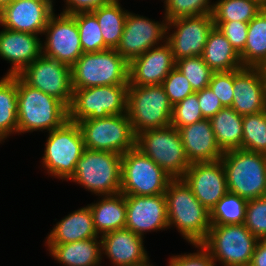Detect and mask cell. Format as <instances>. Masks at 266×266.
Returning <instances> with one entry per match:
<instances>
[{
	"mask_svg": "<svg viewBox=\"0 0 266 266\" xmlns=\"http://www.w3.org/2000/svg\"><path fill=\"white\" fill-rule=\"evenodd\" d=\"M168 228L176 227L190 244H201L211 227L210 212L182 178L172 179L165 191ZM171 226V227H170Z\"/></svg>",
	"mask_w": 266,
	"mask_h": 266,
	"instance_id": "6da1fadb",
	"label": "cell"
},
{
	"mask_svg": "<svg viewBox=\"0 0 266 266\" xmlns=\"http://www.w3.org/2000/svg\"><path fill=\"white\" fill-rule=\"evenodd\" d=\"M17 133L52 131L68 120V107L56 97L28 85L17 75Z\"/></svg>",
	"mask_w": 266,
	"mask_h": 266,
	"instance_id": "7a4b0ae2",
	"label": "cell"
},
{
	"mask_svg": "<svg viewBox=\"0 0 266 266\" xmlns=\"http://www.w3.org/2000/svg\"><path fill=\"white\" fill-rule=\"evenodd\" d=\"M229 192L247 200L266 196V154L244 149L223 153Z\"/></svg>",
	"mask_w": 266,
	"mask_h": 266,
	"instance_id": "3957f363",
	"label": "cell"
},
{
	"mask_svg": "<svg viewBox=\"0 0 266 266\" xmlns=\"http://www.w3.org/2000/svg\"><path fill=\"white\" fill-rule=\"evenodd\" d=\"M122 155L84 149L73 175L68 179L98 195H114L121 190Z\"/></svg>",
	"mask_w": 266,
	"mask_h": 266,
	"instance_id": "277c9868",
	"label": "cell"
},
{
	"mask_svg": "<svg viewBox=\"0 0 266 266\" xmlns=\"http://www.w3.org/2000/svg\"><path fill=\"white\" fill-rule=\"evenodd\" d=\"M75 89L129 84V62L116 49L83 53L71 67Z\"/></svg>",
	"mask_w": 266,
	"mask_h": 266,
	"instance_id": "5b68a950",
	"label": "cell"
},
{
	"mask_svg": "<svg viewBox=\"0 0 266 266\" xmlns=\"http://www.w3.org/2000/svg\"><path fill=\"white\" fill-rule=\"evenodd\" d=\"M259 239L243 224L211 225L201 245L215 264L222 266H250Z\"/></svg>",
	"mask_w": 266,
	"mask_h": 266,
	"instance_id": "8992f818",
	"label": "cell"
},
{
	"mask_svg": "<svg viewBox=\"0 0 266 266\" xmlns=\"http://www.w3.org/2000/svg\"><path fill=\"white\" fill-rule=\"evenodd\" d=\"M173 105L162 85H128L127 114L135 135L171 125Z\"/></svg>",
	"mask_w": 266,
	"mask_h": 266,
	"instance_id": "52a82bcc",
	"label": "cell"
},
{
	"mask_svg": "<svg viewBox=\"0 0 266 266\" xmlns=\"http://www.w3.org/2000/svg\"><path fill=\"white\" fill-rule=\"evenodd\" d=\"M136 147L173 179L182 178L190 167L178 129L172 125L147 129L136 135Z\"/></svg>",
	"mask_w": 266,
	"mask_h": 266,
	"instance_id": "ba28073f",
	"label": "cell"
},
{
	"mask_svg": "<svg viewBox=\"0 0 266 266\" xmlns=\"http://www.w3.org/2000/svg\"><path fill=\"white\" fill-rule=\"evenodd\" d=\"M48 133L41 162L50 176L67 181L85 149L82 131L78 123L67 120Z\"/></svg>",
	"mask_w": 266,
	"mask_h": 266,
	"instance_id": "9c48e42d",
	"label": "cell"
},
{
	"mask_svg": "<svg viewBox=\"0 0 266 266\" xmlns=\"http://www.w3.org/2000/svg\"><path fill=\"white\" fill-rule=\"evenodd\" d=\"M129 84L96 86L73 90L68 107V120L78 123L85 119L106 118L127 113Z\"/></svg>",
	"mask_w": 266,
	"mask_h": 266,
	"instance_id": "30bf717a",
	"label": "cell"
},
{
	"mask_svg": "<svg viewBox=\"0 0 266 266\" xmlns=\"http://www.w3.org/2000/svg\"><path fill=\"white\" fill-rule=\"evenodd\" d=\"M172 179L136 146L122 154L120 193L141 196L164 194Z\"/></svg>",
	"mask_w": 266,
	"mask_h": 266,
	"instance_id": "8fae6325",
	"label": "cell"
},
{
	"mask_svg": "<svg viewBox=\"0 0 266 266\" xmlns=\"http://www.w3.org/2000/svg\"><path fill=\"white\" fill-rule=\"evenodd\" d=\"M78 124L86 149L110 151L122 155L136 146V135L127 113L110 115L106 118L85 119Z\"/></svg>",
	"mask_w": 266,
	"mask_h": 266,
	"instance_id": "7c38bea8",
	"label": "cell"
},
{
	"mask_svg": "<svg viewBox=\"0 0 266 266\" xmlns=\"http://www.w3.org/2000/svg\"><path fill=\"white\" fill-rule=\"evenodd\" d=\"M19 76L28 85L56 97L67 107L70 106L73 94L70 66L42 54Z\"/></svg>",
	"mask_w": 266,
	"mask_h": 266,
	"instance_id": "4fadbf2b",
	"label": "cell"
},
{
	"mask_svg": "<svg viewBox=\"0 0 266 266\" xmlns=\"http://www.w3.org/2000/svg\"><path fill=\"white\" fill-rule=\"evenodd\" d=\"M214 27L212 14L180 17L168 21L166 42L171 47L175 61L201 56L209 33ZM171 28L174 32L169 34Z\"/></svg>",
	"mask_w": 266,
	"mask_h": 266,
	"instance_id": "5bb4252c",
	"label": "cell"
},
{
	"mask_svg": "<svg viewBox=\"0 0 266 266\" xmlns=\"http://www.w3.org/2000/svg\"><path fill=\"white\" fill-rule=\"evenodd\" d=\"M167 25L168 20L165 16L162 22H155L147 17L128 12L116 51L130 63L147 50L166 42Z\"/></svg>",
	"mask_w": 266,
	"mask_h": 266,
	"instance_id": "9a60e30c",
	"label": "cell"
},
{
	"mask_svg": "<svg viewBox=\"0 0 266 266\" xmlns=\"http://www.w3.org/2000/svg\"><path fill=\"white\" fill-rule=\"evenodd\" d=\"M43 34L46 35L42 43L43 55L72 67L83 54L78 26L72 15L54 13Z\"/></svg>",
	"mask_w": 266,
	"mask_h": 266,
	"instance_id": "2e32d148",
	"label": "cell"
},
{
	"mask_svg": "<svg viewBox=\"0 0 266 266\" xmlns=\"http://www.w3.org/2000/svg\"><path fill=\"white\" fill-rule=\"evenodd\" d=\"M182 179L209 212L228 192L226 173L221 159L192 163Z\"/></svg>",
	"mask_w": 266,
	"mask_h": 266,
	"instance_id": "e0dca14e",
	"label": "cell"
},
{
	"mask_svg": "<svg viewBox=\"0 0 266 266\" xmlns=\"http://www.w3.org/2000/svg\"><path fill=\"white\" fill-rule=\"evenodd\" d=\"M126 225L133 233L144 236V232L168 229V212L165 194L141 196L125 195Z\"/></svg>",
	"mask_w": 266,
	"mask_h": 266,
	"instance_id": "ac0fdd59",
	"label": "cell"
},
{
	"mask_svg": "<svg viewBox=\"0 0 266 266\" xmlns=\"http://www.w3.org/2000/svg\"><path fill=\"white\" fill-rule=\"evenodd\" d=\"M53 0L11 1L0 11V25L13 31L41 35L54 14Z\"/></svg>",
	"mask_w": 266,
	"mask_h": 266,
	"instance_id": "d6986e66",
	"label": "cell"
},
{
	"mask_svg": "<svg viewBox=\"0 0 266 266\" xmlns=\"http://www.w3.org/2000/svg\"><path fill=\"white\" fill-rule=\"evenodd\" d=\"M231 107L241 116L266 110V73L264 68L242 67L234 70Z\"/></svg>",
	"mask_w": 266,
	"mask_h": 266,
	"instance_id": "ffe728a7",
	"label": "cell"
},
{
	"mask_svg": "<svg viewBox=\"0 0 266 266\" xmlns=\"http://www.w3.org/2000/svg\"><path fill=\"white\" fill-rule=\"evenodd\" d=\"M176 66L167 42L153 47L129 63V85H162L163 80Z\"/></svg>",
	"mask_w": 266,
	"mask_h": 266,
	"instance_id": "44dd1931",
	"label": "cell"
},
{
	"mask_svg": "<svg viewBox=\"0 0 266 266\" xmlns=\"http://www.w3.org/2000/svg\"><path fill=\"white\" fill-rule=\"evenodd\" d=\"M39 35L3 28L0 31V57L11 63L6 75H19L42 55Z\"/></svg>",
	"mask_w": 266,
	"mask_h": 266,
	"instance_id": "7402d4cb",
	"label": "cell"
},
{
	"mask_svg": "<svg viewBox=\"0 0 266 266\" xmlns=\"http://www.w3.org/2000/svg\"><path fill=\"white\" fill-rule=\"evenodd\" d=\"M102 254L109 257L114 266H137L149 260L144 247V237L122 228L101 237Z\"/></svg>",
	"mask_w": 266,
	"mask_h": 266,
	"instance_id": "603a6c76",
	"label": "cell"
},
{
	"mask_svg": "<svg viewBox=\"0 0 266 266\" xmlns=\"http://www.w3.org/2000/svg\"><path fill=\"white\" fill-rule=\"evenodd\" d=\"M178 131L190 164L216 161L223 156V151L216 142L210 119L180 127Z\"/></svg>",
	"mask_w": 266,
	"mask_h": 266,
	"instance_id": "cb8c5ba5",
	"label": "cell"
},
{
	"mask_svg": "<svg viewBox=\"0 0 266 266\" xmlns=\"http://www.w3.org/2000/svg\"><path fill=\"white\" fill-rule=\"evenodd\" d=\"M101 237L97 234L90 207H82L60 220L47 236L46 244H66Z\"/></svg>",
	"mask_w": 266,
	"mask_h": 266,
	"instance_id": "d4e9b609",
	"label": "cell"
},
{
	"mask_svg": "<svg viewBox=\"0 0 266 266\" xmlns=\"http://www.w3.org/2000/svg\"><path fill=\"white\" fill-rule=\"evenodd\" d=\"M98 238V239H97ZM99 237L66 244H46L49 254L64 266H99L102 240Z\"/></svg>",
	"mask_w": 266,
	"mask_h": 266,
	"instance_id": "484cf974",
	"label": "cell"
},
{
	"mask_svg": "<svg viewBox=\"0 0 266 266\" xmlns=\"http://www.w3.org/2000/svg\"><path fill=\"white\" fill-rule=\"evenodd\" d=\"M99 202L88 204L99 236L126 225V197L123 193L101 196Z\"/></svg>",
	"mask_w": 266,
	"mask_h": 266,
	"instance_id": "4316f807",
	"label": "cell"
},
{
	"mask_svg": "<svg viewBox=\"0 0 266 266\" xmlns=\"http://www.w3.org/2000/svg\"><path fill=\"white\" fill-rule=\"evenodd\" d=\"M201 57L214 72H229L243 67L240 54L217 27L209 33Z\"/></svg>",
	"mask_w": 266,
	"mask_h": 266,
	"instance_id": "83f0119b",
	"label": "cell"
},
{
	"mask_svg": "<svg viewBox=\"0 0 266 266\" xmlns=\"http://www.w3.org/2000/svg\"><path fill=\"white\" fill-rule=\"evenodd\" d=\"M218 146L224 152L242 149L243 116L232 107H223L210 118Z\"/></svg>",
	"mask_w": 266,
	"mask_h": 266,
	"instance_id": "f1b7e54d",
	"label": "cell"
},
{
	"mask_svg": "<svg viewBox=\"0 0 266 266\" xmlns=\"http://www.w3.org/2000/svg\"><path fill=\"white\" fill-rule=\"evenodd\" d=\"M240 58L243 67L266 68V6L248 23L247 40Z\"/></svg>",
	"mask_w": 266,
	"mask_h": 266,
	"instance_id": "f546056e",
	"label": "cell"
},
{
	"mask_svg": "<svg viewBox=\"0 0 266 266\" xmlns=\"http://www.w3.org/2000/svg\"><path fill=\"white\" fill-rule=\"evenodd\" d=\"M128 12L121 7L119 0H109L91 12L98 21L104 44L109 49H116L119 45Z\"/></svg>",
	"mask_w": 266,
	"mask_h": 266,
	"instance_id": "4dcf8cb0",
	"label": "cell"
},
{
	"mask_svg": "<svg viewBox=\"0 0 266 266\" xmlns=\"http://www.w3.org/2000/svg\"><path fill=\"white\" fill-rule=\"evenodd\" d=\"M17 75L0 80V143L18 129Z\"/></svg>",
	"mask_w": 266,
	"mask_h": 266,
	"instance_id": "1f68e13d",
	"label": "cell"
},
{
	"mask_svg": "<svg viewBox=\"0 0 266 266\" xmlns=\"http://www.w3.org/2000/svg\"><path fill=\"white\" fill-rule=\"evenodd\" d=\"M265 5L260 0H218L213 5V21L249 23Z\"/></svg>",
	"mask_w": 266,
	"mask_h": 266,
	"instance_id": "d6a6232c",
	"label": "cell"
},
{
	"mask_svg": "<svg viewBox=\"0 0 266 266\" xmlns=\"http://www.w3.org/2000/svg\"><path fill=\"white\" fill-rule=\"evenodd\" d=\"M248 200L227 192L211 209V225L243 224Z\"/></svg>",
	"mask_w": 266,
	"mask_h": 266,
	"instance_id": "836d02e7",
	"label": "cell"
},
{
	"mask_svg": "<svg viewBox=\"0 0 266 266\" xmlns=\"http://www.w3.org/2000/svg\"><path fill=\"white\" fill-rule=\"evenodd\" d=\"M242 149L266 154V110L243 116Z\"/></svg>",
	"mask_w": 266,
	"mask_h": 266,
	"instance_id": "e575fe53",
	"label": "cell"
},
{
	"mask_svg": "<svg viewBox=\"0 0 266 266\" xmlns=\"http://www.w3.org/2000/svg\"><path fill=\"white\" fill-rule=\"evenodd\" d=\"M78 26L83 53L100 52L109 49L101 34L96 17L91 13H77L72 15Z\"/></svg>",
	"mask_w": 266,
	"mask_h": 266,
	"instance_id": "d590c367",
	"label": "cell"
},
{
	"mask_svg": "<svg viewBox=\"0 0 266 266\" xmlns=\"http://www.w3.org/2000/svg\"><path fill=\"white\" fill-rule=\"evenodd\" d=\"M176 67L188 79L194 92L207 88L214 73L201 56L181 58Z\"/></svg>",
	"mask_w": 266,
	"mask_h": 266,
	"instance_id": "8d00e7d4",
	"label": "cell"
},
{
	"mask_svg": "<svg viewBox=\"0 0 266 266\" xmlns=\"http://www.w3.org/2000/svg\"><path fill=\"white\" fill-rule=\"evenodd\" d=\"M210 0H166L165 17L171 21L180 17L212 14L214 3Z\"/></svg>",
	"mask_w": 266,
	"mask_h": 266,
	"instance_id": "74e56055",
	"label": "cell"
},
{
	"mask_svg": "<svg viewBox=\"0 0 266 266\" xmlns=\"http://www.w3.org/2000/svg\"><path fill=\"white\" fill-rule=\"evenodd\" d=\"M203 119L196 92L173 106L171 125L176 129Z\"/></svg>",
	"mask_w": 266,
	"mask_h": 266,
	"instance_id": "f35d334b",
	"label": "cell"
},
{
	"mask_svg": "<svg viewBox=\"0 0 266 266\" xmlns=\"http://www.w3.org/2000/svg\"><path fill=\"white\" fill-rule=\"evenodd\" d=\"M244 225L259 240H266V196L248 200Z\"/></svg>",
	"mask_w": 266,
	"mask_h": 266,
	"instance_id": "ab89813d",
	"label": "cell"
},
{
	"mask_svg": "<svg viewBox=\"0 0 266 266\" xmlns=\"http://www.w3.org/2000/svg\"><path fill=\"white\" fill-rule=\"evenodd\" d=\"M162 86L173 106L195 93L188 79L176 66L163 80Z\"/></svg>",
	"mask_w": 266,
	"mask_h": 266,
	"instance_id": "60d3db41",
	"label": "cell"
},
{
	"mask_svg": "<svg viewBox=\"0 0 266 266\" xmlns=\"http://www.w3.org/2000/svg\"><path fill=\"white\" fill-rule=\"evenodd\" d=\"M214 24L240 54L246 44L248 23L240 21H214Z\"/></svg>",
	"mask_w": 266,
	"mask_h": 266,
	"instance_id": "b9f144b4",
	"label": "cell"
},
{
	"mask_svg": "<svg viewBox=\"0 0 266 266\" xmlns=\"http://www.w3.org/2000/svg\"><path fill=\"white\" fill-rule=\"evenodd\" d=\"M234 70L229 72H214L208 87L216 94L224 107L233 103Z\"/></svg>",
	"mask_w": 266,
	"mask_h": 266,
	"instance_id": "7bdbcfd3",
	"label": "cell"
},
{
	"mask_svg": "<svg viewBox=\"0 0 266 266\" xmlns=\"http://www.w3.org/2000/svg\"><path fill=\"white\" fill-rule=\"evenodd\" d=\"M198 252L183 255H174L169 259L168 266H215V262L209 252L201 245L194 244Z\"/></svg>",
	"mask_w": 266,
	"mask_h": 266,
	"instance_id": "ee69618b",
	"label": "cell"
},
{
	"mask_svg": "<svg viewBox=\"0 0 266 266\" xmlns=\"http://www.w3.org/2000/svg\"><path fill=\"white\" fill-rule=\"evenodd\" d=\"M199 107L205 119H210L224 106L213 91L207 87L201 91H197Z\"/></svg>",
	"mask_w": 266,
	"mask_h": 266,
	"instance_id": "f6af8a7d",
	"label": "cell"
},
{
	"mask_svg": "<svg viewBox=\"0 0 266 266\" xmlns=\"http://www.w3.org/2000/svg\"><path fill=\"white\" fill-rule=\"evenodd\" d=\"M109 0H64L66 2L65 9L62 13L67 15H74L77 13L93 12L101 8Z\"/></svg>",
	"mask_w": 266,
	"mask_h": 266,
	"instance_id": "bcb514c9",
	"label": "cell"
},
{
	"mask_svg": "<svg viewBox=\"0 0 266 266\" xmlns=\"http://www.w3.org/2000/svg\"><path fill=\"white\" fill-rule=\"evenodd\" d=\"M250 266H266V240H259L254 250Z\"/></svg>",
	"mask_w": 266,
	"mask_h": 266,
	"instance_id": "7dc6e473",
	"label": "cell"
},
{
	"mask_svg": "<svg viewBox=\"0 0 266 266\" xmlns=\"http://www.w3.org/2000/svg\"><path fill=\"white\" fill-rule=\"evenodd\" d=\"M12 0H0V11L7 6Z\"/></svg>",
	"mask_w": 266,
	"mask_h": 266,
	"instance_id": "c3c4849f",
	"label": "cell"
},
{
	"mask_svg": "<svg viewBox=\"0 0 266 266\" xmlns=\"http://www.w3.org/2000/svg\"><path fill=\"white\" fill-rule=\"evenodd\" d=\"M137 266H153V265L150 264V262H149V260H148V261H146L145 263H143V264H139V265H137Z\"/></svg>",
	"mask_w": 266,
	"mask_h": 266,
	"instance_id": "681fc988",
	"label": "cell"
},
{
	"mask_svg": "<svg viewBox=\"0 0 266 266\" xmlns=\"http://www.w3.org/2000/svg\"><path fill=\"white\" fill-rule=\"evenodd\" d=\"M266 6V0H260Z\"/></svg>",
	"mask_w": 266,
	"mask_h": 266,
	"instance_id": "f907efd6",
	"label": "cell"
}]
</instances>
